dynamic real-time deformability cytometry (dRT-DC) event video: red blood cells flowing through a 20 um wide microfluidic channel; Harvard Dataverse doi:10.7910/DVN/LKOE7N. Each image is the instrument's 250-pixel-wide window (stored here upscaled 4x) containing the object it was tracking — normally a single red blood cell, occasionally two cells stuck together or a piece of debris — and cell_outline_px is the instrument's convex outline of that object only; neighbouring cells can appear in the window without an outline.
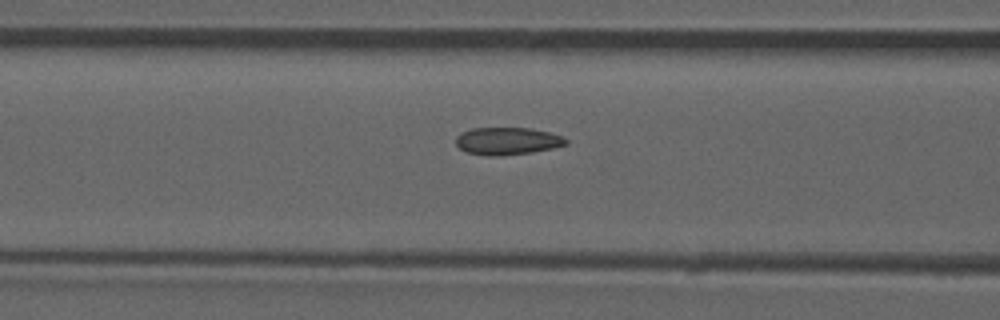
{"species": "common noctule bat (a hibernating species)", "species_latin": "Nyctalus noctula", "temperature_condition": "room temperature", "stored_images_in_passage": 33, "camera_frame_rate_fps": 3000, "um_per_image_px": 0.085, "animal": {"sex": "male", "forearm_length_mm": 52.5}, "frame": {"image": 1, "passage_image": 6, "time_ms": 1.667, "image_size_px": [1000, 320], "cell_outline_px": [[568, 144], [552, 148], [532, 152], [500, 156], [488, 156], [464, 152], [456, 144], [456, 136], [460, 132], [472, 128], [528, 128], [548, 132], [564, 136], [568, 140]], "centroid_in_image_um": [43.1, 11.99], "position_along_channel_um": 123.5, "area_um2": 17.74}, "authors_computed_cell_mechanics": {"area_um2": 17.5134, "velocity_mm_per_s": 3.9088, "shape_relaxation_time_tau1_ms": null, "shape_relaxation_time_tau2_ms": 2.2611, "deformation_change_tau1": null, "deformation_change_tau2": 0.0682}}